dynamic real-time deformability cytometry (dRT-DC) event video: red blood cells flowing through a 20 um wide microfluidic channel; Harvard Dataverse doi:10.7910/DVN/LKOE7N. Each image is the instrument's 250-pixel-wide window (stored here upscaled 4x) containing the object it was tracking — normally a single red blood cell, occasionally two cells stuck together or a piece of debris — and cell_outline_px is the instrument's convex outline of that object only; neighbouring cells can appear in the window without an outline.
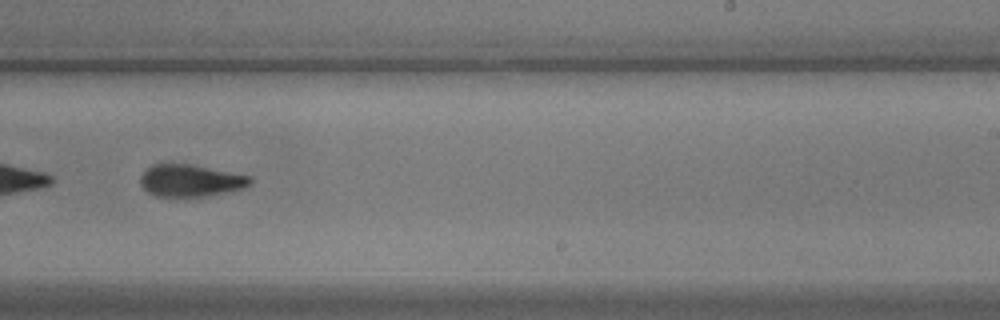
{"species": "common noctule bat (a hibernating species)", "species_latin": "Nyctalus noctula", "temperature_condition": "warm", "stored_images_in_passage": 39, "camera_frame_rate_fps": 3000, "um_per_image_px": 0.085, "animal": {"sex": "male", "body_mass_g": 17.9}, "frame": {"image": 1, "passage_image": 22, "time_ms": 7.0, "image_size_px": [1000, 320], "cell_outline_px": [[252, 184], [244, 188], [228, 192], [208, 196], [156, 196], [148, 192], [140, 184], [140, 176], [152, 164], [188, 164], [252, 176]], "centroid_in_image_um": [16.22, 15.35], "position_along_channel_um": 272.8, "area_um2": 20.46}, "authors_computed_cell_mechanics": {"area_um2": 20.6346, "velocity_mm_per_s": 3.5827, "shape_relaxation_time_tau1_ms": 3.8511, "shape_relaxation_time_tau2_ms": 3.6073, "deformation_change_tau1": 0.1722, "deformation_change_tau2": 0.1124}}